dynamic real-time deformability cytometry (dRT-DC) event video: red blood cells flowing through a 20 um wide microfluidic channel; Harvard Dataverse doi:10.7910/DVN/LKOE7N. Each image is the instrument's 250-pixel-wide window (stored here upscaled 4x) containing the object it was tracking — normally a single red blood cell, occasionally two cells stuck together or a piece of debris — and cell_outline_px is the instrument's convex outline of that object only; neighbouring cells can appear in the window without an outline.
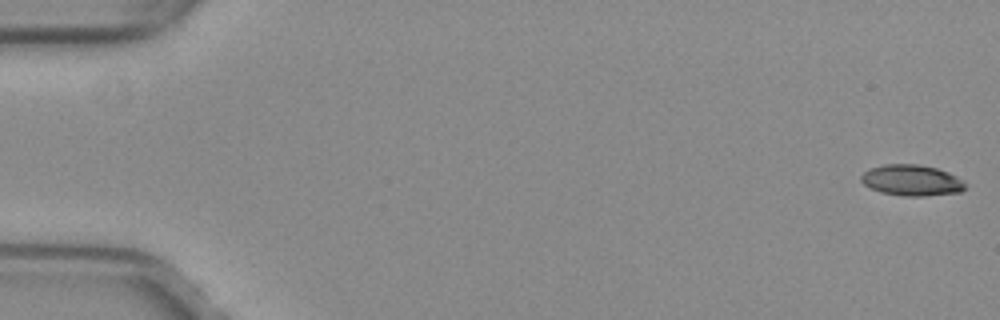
{"species": "common noctule bat (a hibernating species)", "species_latin": "Nyctalus noctula", "temperature_condition": "warm", "stored_images_in_passage": 15, "camera_frame_rate_fps": 3000, "um_per_image_px": 0.085, "animal": {"sex": "female", "body_mass_g": 29.2, "forearm_length_mm": 56.3}, "frame": {"image": 1, "passage_image": 1, "time_ms": 0.0, "image_size_px": [1000, 320], "cell_outline_px": [[964, 188], [960, 192], [924, 196], [904, 196], [880, 192], [864, 184], [860, 180], [860, 176], [868, 168], [884, 164], [916, 164], [936, 168], [948, 172], [964, 180]], "centroid_in_image_um": [77.46, 15.32], "position_along_channel_um": 7.5, "area_um2": 18.79}}
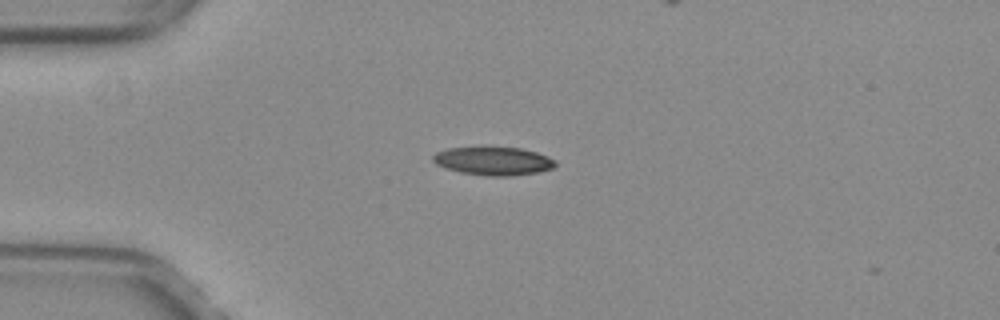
{"frame": {"image": 2, "passage_image": 14, "time_ms": 4.333, "image_size_px": [1000, 320], "cell_outline_px": [[556, 164], [552, 168], [540, 172], [512, 176], [488, 176], [460, 172], [444, 168], [436, 164], [432, 160], [432, 156], [436, 152], [448, 148], [520, 148], [536, 152], [548, 156], [556, 160]], "centroid_in_image_um": [41.94, 13.7], "position_along_channel_um": 43.1, "area_um2": 20.11}}